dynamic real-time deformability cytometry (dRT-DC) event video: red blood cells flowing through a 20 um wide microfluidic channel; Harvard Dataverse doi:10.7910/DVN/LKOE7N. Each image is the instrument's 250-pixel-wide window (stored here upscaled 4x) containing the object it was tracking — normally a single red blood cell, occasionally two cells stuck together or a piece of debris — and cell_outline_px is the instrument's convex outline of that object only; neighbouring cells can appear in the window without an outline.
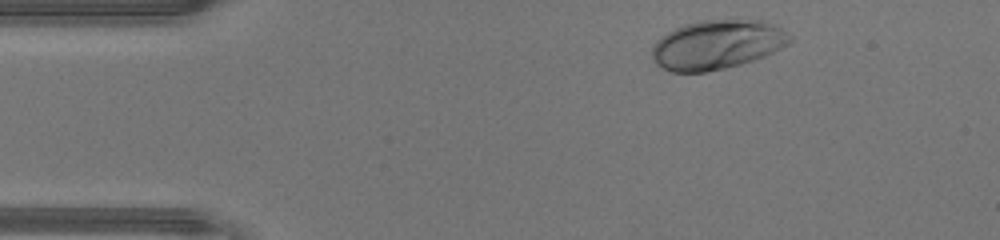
{"species": "human", "species_latin": "Homo sapiens", "temperature_condition": "warm", "stored_images_in_passage": 33, "camera_frame_rate_fps": 3000, "um_per_image_px": 0.085, "donor": {"sex": "male"}, "frame": {"image": 1, "passage_image": 2, "time_ms": 0.333, "image_size_px": [1000, 240], "cell_outline_px": [[792, 40], [788, 44], [764, 56], [740, 64], [708, 72], [672, 72], [660, 68], [652, 60], [652, 48], [656, 40], [660, 36], [684, 24], [700, 20], [764, 20], [780, 28], [792, 36]], "centroid_in_image_um": [60.91, 3.8], "position_along_channel_um": 24.1, "area_um2": 39.59}}
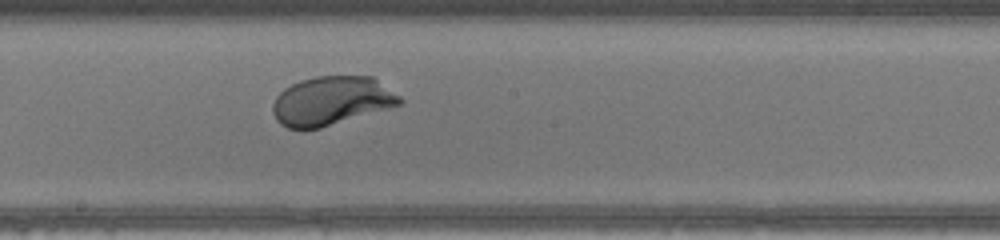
{"frame": {"image": 2, "passage_image": 20, "time_ms": 6.333, "image_size_px": [1000, 240], "cell_outline_px": [[404, 100], [400, 104], [320, 128], [288, 128], [280, 124], [276, 120], [272, 112], [272, 104], [276, 96], [284, 88], [300, 80], [316, 76], [372, 76], [400, 96]], "centroid_in_image_um": [28.13, 8.56], "position_along_channel_um": 220.1, "area_um2": 35.84}}
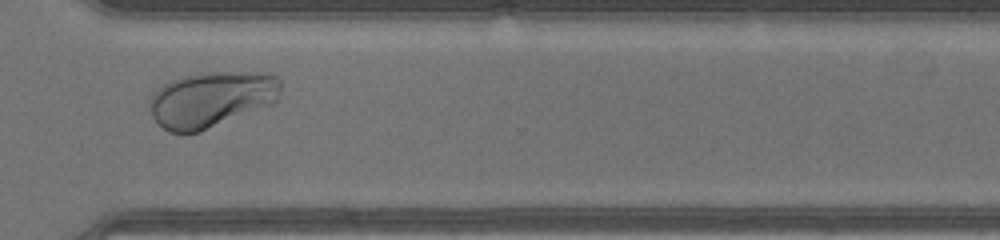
{"frame": {"image": 3, "passage_image": 29, "time_ms": 9.333, "image_size_px": [1000, 240], "cell_outline_px": [[280, 100], [272, 104], [200, 132], [168, 132], [152, 116], [148, 108], [148, 100], [164, 84], [180, 76], [208, 72], [268, 72], [276, 76], [280, 80]], "centroid_in_image_um": [18.0, 8.43], "position_along_channel_um": 352.6, "area_um2": 42.77}, "authors_computed_cell_mechanics": {"area_um2": 36.7608, "velocity_mm_per_s": 4.4282, "shape_relaxation_time_tau1_ms": 1.6018, "shape_relaxation_time_tau2_ms": null, "deformation_change_tau1": 0.1624, "deformation_change_tau2": null}}